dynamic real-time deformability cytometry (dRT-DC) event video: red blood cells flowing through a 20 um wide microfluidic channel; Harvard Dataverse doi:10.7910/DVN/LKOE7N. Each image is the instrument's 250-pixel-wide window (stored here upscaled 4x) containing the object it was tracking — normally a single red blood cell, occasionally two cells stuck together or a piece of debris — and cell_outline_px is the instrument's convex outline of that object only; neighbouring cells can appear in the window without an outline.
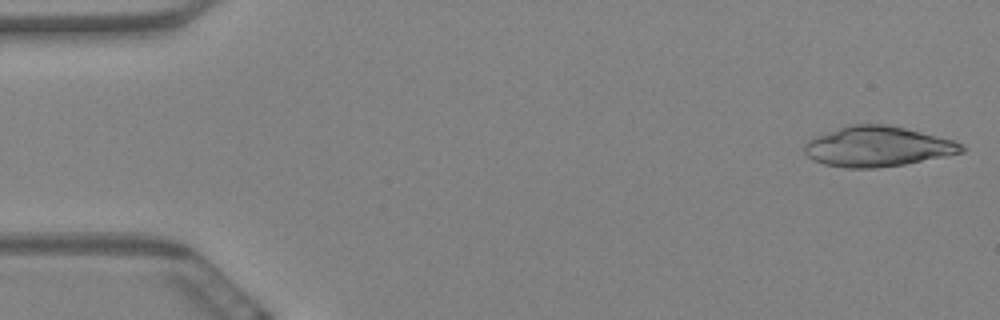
{"species": "Egyptian fruit bat (a non-hibernating species)", "species_latin": "Rousettus aegyptiacus", "temperature_condition": "warm", "stored_images_in_passage": 57, "camera_frame_rate_fps": 3000, "um_per_image_px": 0.085, "animal": {"sex": "female"}, "frame": {"image": 1, "passage_image": 1, "time_ms": 0.0, "image_size_px": [1000, 320], "cell_outline_px": [[968, 148], [964, 152], [904, 164], [876, 168], [844, 168], [824, 164], [812, 160], [804, 152], [804, 144], [812, 136], [848, 124], [888, 124], [952, 140], [964, 144]], "centroid_in_image_um": [74.55, 12.45], "position_along_channel_um": 10.5, "area_um2": 36.99}}